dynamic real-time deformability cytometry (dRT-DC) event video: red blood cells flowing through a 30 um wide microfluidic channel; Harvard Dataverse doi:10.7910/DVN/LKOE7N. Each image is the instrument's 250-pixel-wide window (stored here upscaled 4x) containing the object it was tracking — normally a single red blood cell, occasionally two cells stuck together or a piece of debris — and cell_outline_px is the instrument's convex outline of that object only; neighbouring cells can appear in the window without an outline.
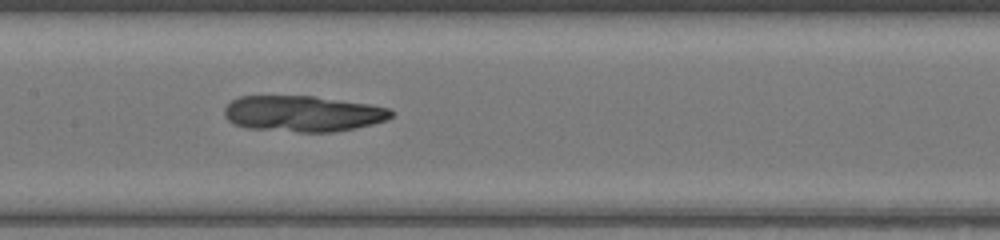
{"species": "common noctule bat (a hibernating species)", "species_latin": "Nyctalus noctula", "temperature_condition": "warm", "stored_images_in_passage": 32, "camera_frame_rate_fps": 3000, "um_per_image_px": 0.085, "animal": {"sex": "female", "body_mass_g": 17.0, "forearm_length_mm": 48.0}, "frame": {"image": 1, "passage_image": 12, "time_ms": 3.667, "image_size_px": [1000, 240], "cell_outline_px": [[392, 116], [388, 120], [356, 128], [332, 132], [300, 132], [248, 128], [236, 124], [228, 120], [224, 116], [224, 108], [232, 100], [240, 96], [312, 96], [368, 104], [388, 108], [392, 112]], "centroid_in_image_um": [25.73, 9.66], "position_along_channel_um": 181.7, "area_um2": 34.8}}
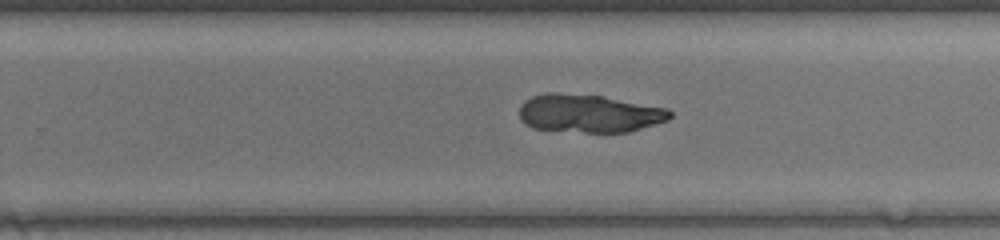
{"frame": {"image": 2, "passage_image": 19, "time_ms": 6.0, "image_size_px": [1000, 240], "cell_outline_px": [[672, 116], [668, 120], [628, 132], [584, 132], [532, 128], [524, 124], [520, 120], [520, 104], [524, 100], [532, 96], [544, 92], [556, 92], [604, 96], [668, 108], [672, 112]], "centroid_in_image_um": [50.05, 9.62], "position_along_channel_um": 279.8, "area_um2": 33.76}}
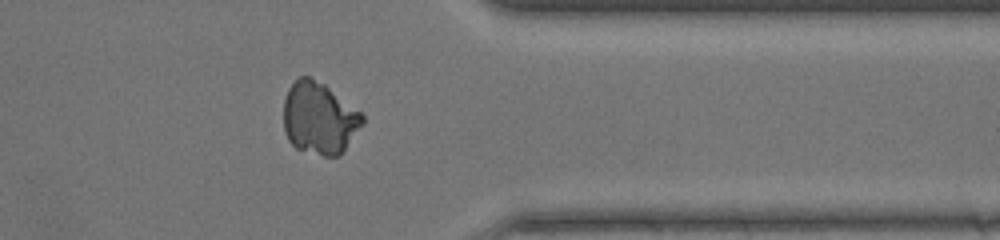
{"frame": {"image": 3, "passage_image": 27, "time_ms": 8.667, "image_size_px": [1000, 240], "cell_outline_px": [[364, 124], [344, 148], [336, 156], [324, 156], [296, 148], [288, 140], [284, 132], [284, 100], [288, 88], [300, 76], [308, 76], [324, 84], [360, 112], [364, 116]], "centroid_in_image_um": [27.11, 10.04], "position_along_channel_um": 384.3, "area_um2": 32.71}}